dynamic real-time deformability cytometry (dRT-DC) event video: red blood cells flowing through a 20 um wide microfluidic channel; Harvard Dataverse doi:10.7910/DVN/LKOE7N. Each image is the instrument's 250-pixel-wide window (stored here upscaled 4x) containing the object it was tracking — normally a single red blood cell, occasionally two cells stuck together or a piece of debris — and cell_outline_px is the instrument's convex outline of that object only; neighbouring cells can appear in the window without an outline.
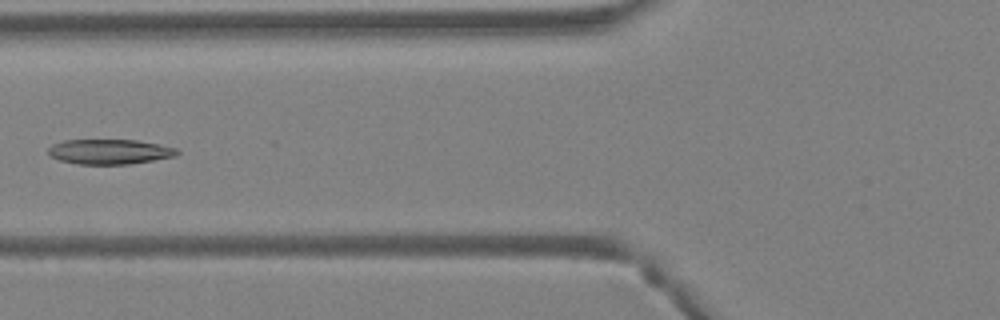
{"species": "Egyptian fruit bat (a non-hibernating species)", "species_latin": "Rousettus aegyptiacus", "temperature_condition": "warm", "stored_images_in_passage": 28, "camera_frame_rate_fps": 3000, "um_per_image_px": 0.085, "animal": {"sex": "female"}, "frame": {"image": 1, "passage_image": 2, "time_ms": 0.333, "image_size_px": [1000, 320], "cell_outline_px": [[180, 152], [176, 156], [128, 164], [76, 164], [60, 160], [48, 156], [48, 148], [52, 144], [64, 140], [136, 140], [176, 148]], "centroid_in_image_um": [9.27, 12.89], "position_along_channel_um": 116.5, "area_um2": 18.67}}
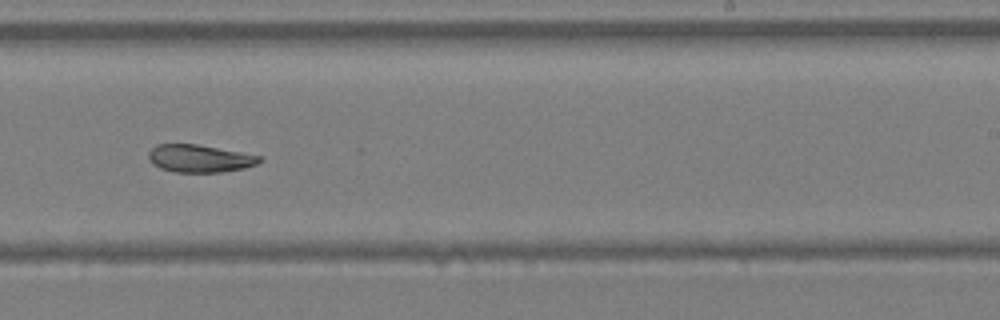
{"frame": {"image": 2, "passage_image": 12, "time_ms": 3.667, "image_size_px": [1000, 320], "cell_outline_px": [[264, 160], [256, 164], [244, 168], [220, 172], [176, 172], [160, 168], [152, 164], [148, 160], [148, 152], [156, 144], [196, 144], [264, 156]], "centroid_in_image_um": [16.97, 13.47], "position_along_channel_um": 272.0, "area_um2": 17.98}}
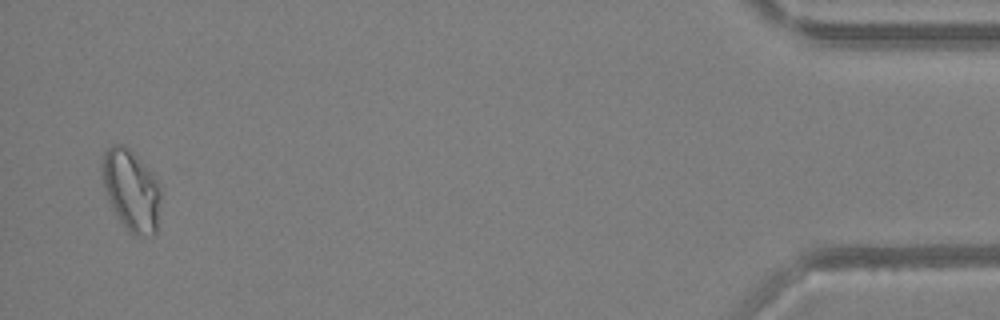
{"frame": {"image": 3, "passage_image": 27, "time_ms": 8.667, "image_size_px": [1000, 320], "cell_outline_px": [[160, 200], [156, 232], [136, 236], [120, 220], [108, 200], [104, 188], [100, 168], [100, 164], [104, 152], [112, 144], [120, 144], [128, 148], [152, 172], [156, 180], [160, 192]], "centroid_in_image_um": [11.12, 16.11], "position_along_channel_um": 424.1, "area_um2": 27.28}, "authors_computed_cell_mechanics": {"area_um2": 18.8139, "velocity_mm_per_s": 4.6695, "shape_relaxation_time_tau1_ms": 5.2371, "shape_relaxation_time_tau2_ms": 3.0583, "deformation_change_tau1": 0.1485, "deformation_change_tau2": 0.08}}